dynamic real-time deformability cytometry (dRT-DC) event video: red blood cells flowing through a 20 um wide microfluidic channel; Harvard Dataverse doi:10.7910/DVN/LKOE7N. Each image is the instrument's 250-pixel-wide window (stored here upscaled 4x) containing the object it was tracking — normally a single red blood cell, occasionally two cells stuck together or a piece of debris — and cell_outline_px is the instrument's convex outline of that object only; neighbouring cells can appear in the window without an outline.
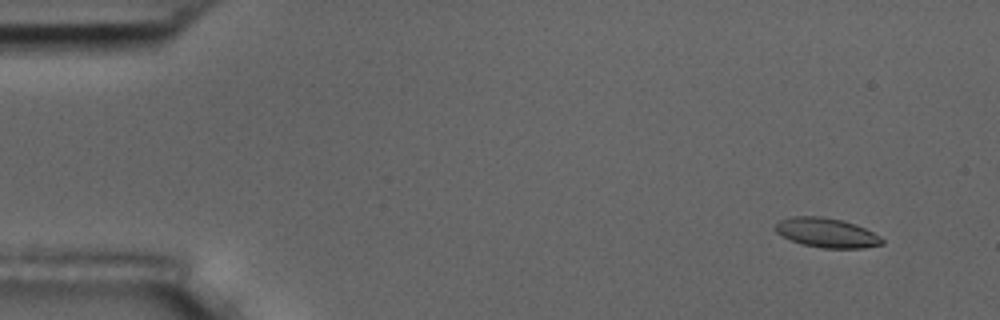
{"species": "common noctule bat (a hibernating species)", "species_latin": "Nyctalus noctula", "temperature_condition": "room temperature", "stored_images_in_passage": 5, "camera_frame_rate_fps": 3000, "um_per_image_px": 0.085, "animal": {"sex": "male", "body_mass_g": 17.5, "forearm_length_mm": 52.3}, "frame": {"image": 1, "passage_image": 1, "time_ms": 0.0, "image_size_px": [1000, 320], "cell_outline_px": [[884, 244], [864, 248], [820, 248], [804, 244], [792, 240], [776, 232], [772, 228], [780, 220], [792, 216], [820, 216], [840, 220], [856, 224], [880, 236], [884, 240]], "centroid_in_image_um": [70.27, 19.78], "position_along_channel_um": 14.7, "area_um2": 18.26}}
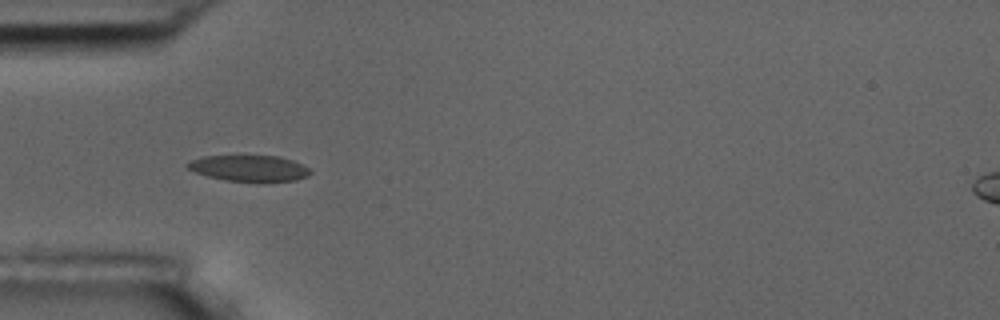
{"frame": {"image": 2, "passage_image": 4, "time_ms": 4.333, "image_size_px": [1000, 320], "cell_outline_px": [[312, 172], [308, 176], [296, 180], [264, 184], [260, 184], [224, 180], [208, 176], [196, 172], [188, 168], [184, 164], [192, 160], [204, 156], [280, 156], [292, 160], [308, 168]], "centroid_in_image_um": [21.22, 14.34], "position_along_channel_um": 63.8, "area_um2": 19.19}}